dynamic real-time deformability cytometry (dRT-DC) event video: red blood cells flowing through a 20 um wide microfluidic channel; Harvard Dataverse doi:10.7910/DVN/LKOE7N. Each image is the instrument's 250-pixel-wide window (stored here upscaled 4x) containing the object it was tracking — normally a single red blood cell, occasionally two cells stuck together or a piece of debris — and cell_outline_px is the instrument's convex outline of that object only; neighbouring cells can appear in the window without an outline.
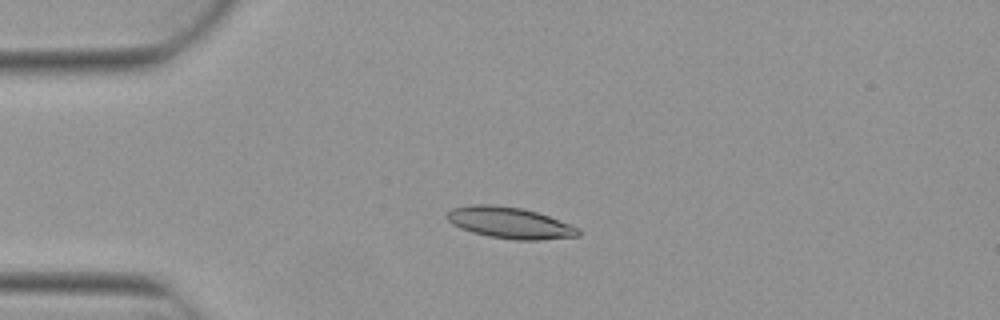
{"species": "Egyptian fruit bat (a non-hibernating species)", "species_latin": "Rousettus aegyptiacus", "temperature_condition": "warm", "stored_images_in_passage": 3, "camera_frame_rate_fps": 3000, "um_per_image_px": 0.085, "animal": {"sex": "female"}, "frame": {"image": 1, "passage_image": 2, "time_ms": 0.333, "image_size_px": [1000, 320], "cell_outline_px": [[580, 236], [536, 240], [516, 240], [488, 236], [472, 232], [460, 228], [452, 224], [444, 216], [452, 208], [472, 204], [492, 204], [524, 208], [548, 216], [580, 228]], "centroid_in_image_um": [43.31, 18.93], "position_along_channel_um": 41.7, "area_um2": 24.04}}